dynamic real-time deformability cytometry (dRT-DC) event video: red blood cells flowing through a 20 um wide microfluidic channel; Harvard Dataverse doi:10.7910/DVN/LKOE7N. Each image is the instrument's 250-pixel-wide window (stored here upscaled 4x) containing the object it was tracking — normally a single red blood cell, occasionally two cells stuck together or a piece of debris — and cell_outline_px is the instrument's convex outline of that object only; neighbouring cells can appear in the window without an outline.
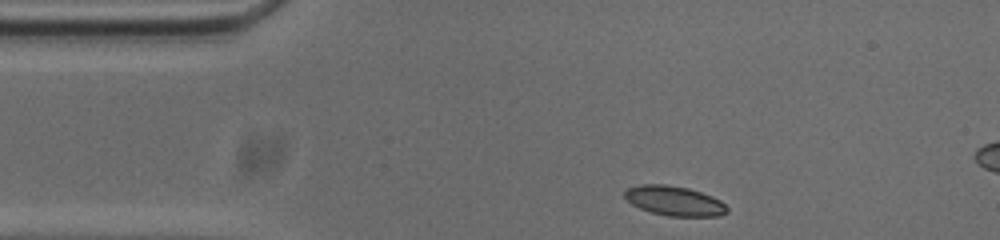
{"species": "common noctule bat (a hibernating species)", "species_latin": "Nyctalus noctula", "temperature_condition": "cold", "stored_images_in_passage": 47, "camera_frame_rate_fps": 3000, "um_per_image_px": 0.085, "animal": {"sex": "male", "body_mass_g": 20.0, "forearm_length_mm": 53.3}, "frame": {"image": 1, "passage_image": 1, "time_ms": 0.0, "image_size_px": [1000, 240], "cell_outline_px": [[728, 212], [720, 216], [668, 216], [652, 212], [640, 208], [632, 204], [624, 196], [624, 192], [628, 188], [640, 184], [664, 184], [688, 188], [712, 196], [720, 200], [728, 208]], "centroid_in_image_um": [57.33, 17.07], "position_along_channel_um": 27.7, "area_um2": 17.63}}
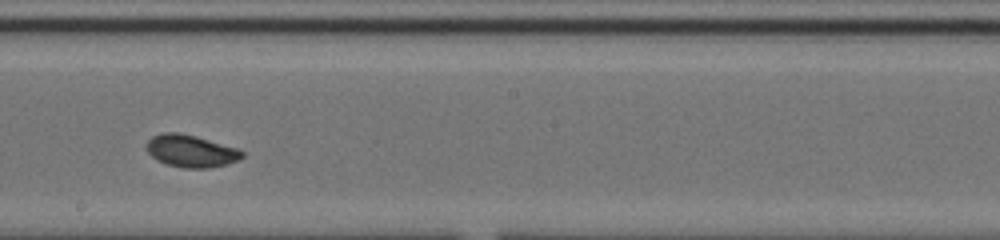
{"frame": {"image": 2, "passage_image": 21, "time_ms": 6.667, "image_size_px": [1000, 240], "cell_outline_px": [[244, 156], [240, 160], [208, 168], [184, 168], [164, 164], [156, 160], [148, 152], [148, 140], [152, 136], [164, 132], [180, 132], [196, 136], [240, 148], [244, 152]], "centroid_in_image_um": [16.26, 12.83], "position_along_channel_um": 231.9, "area_um2": 18.15}}
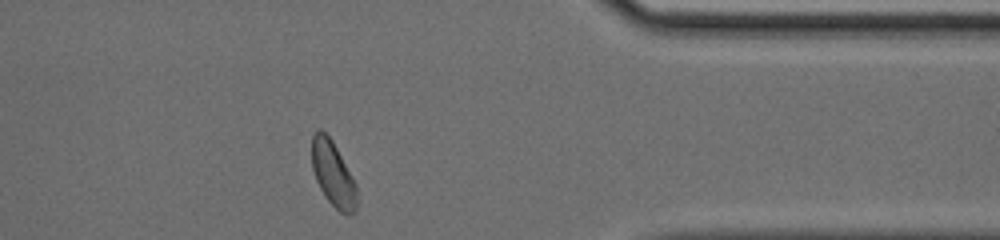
{"frame": {"image": 3, "passage_image": 35, "time_ms": 11.333, "image_size_px": [1000, 240], "cell_outline_px": [[356, 212], [348, 216], [340, 212], [324, 196], [316, 180], [312, 168], [312, 136], [320, 128], [332, 140], [352, 176], [356, 184]], "centroid_in_image_um": [28.31, 14.81], "position_along_channel_um": 383.1, "area_um2": 16.94}, "authors_computed_cell_mechanics": {"area_um2": 17.918, "velocity_mm_per_s": 3.7051, "shape_relaxation_time_tau1_ms": 1.7732, "shape_relaxation_time_tau2_ms": 8.4989, "deformation_change_tau1": 0.072, "deformation_change_tau2": 0.1165}}